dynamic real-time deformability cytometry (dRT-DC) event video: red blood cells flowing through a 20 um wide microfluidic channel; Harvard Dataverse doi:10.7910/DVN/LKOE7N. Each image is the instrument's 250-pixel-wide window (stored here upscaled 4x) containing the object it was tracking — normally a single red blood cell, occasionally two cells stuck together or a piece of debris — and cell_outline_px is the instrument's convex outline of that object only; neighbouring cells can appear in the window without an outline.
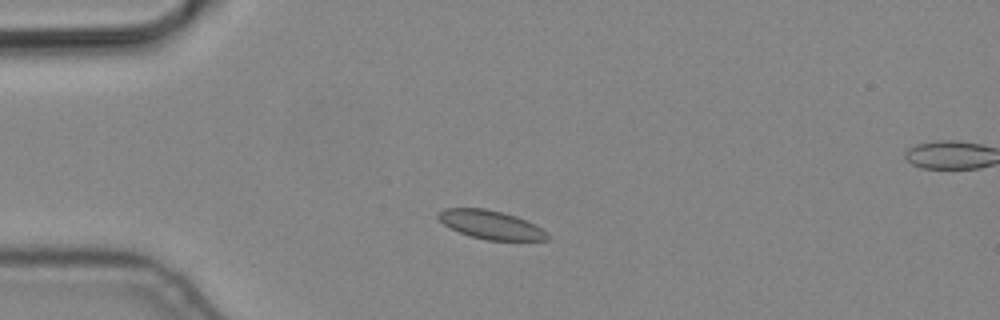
{"species": "common noctule bat (a hibernating species)", "species_latin": "Nyctalus noctula", "temperature_condition": "cold", "stored_images_in_passage": 4, "segment_of_instrument_passage": [1, 2], "camera_frame_rate_fps": 3000, "um_per_image_px": 0.085, "animal": {"sex": "male", "body_mass_g": 19.2, "forearm_length_mm": 51.8}, "frame": {"image": 1, "passage_image": 3, "time_ms": 0.667, "image_size_px": [1000, 320], "cell_outline_px": [[548, 240], [488, 240], [472, 236], [460, 232], [444, 224], [436, 216], [436, 212], [444, 208], [484, 208], [516, 216], [536, 224], [548, 232]], "centroid_in_image_um": [41.73, 19.09], "position_along_channel_um": 43.3, "area_um2": 18.09}}